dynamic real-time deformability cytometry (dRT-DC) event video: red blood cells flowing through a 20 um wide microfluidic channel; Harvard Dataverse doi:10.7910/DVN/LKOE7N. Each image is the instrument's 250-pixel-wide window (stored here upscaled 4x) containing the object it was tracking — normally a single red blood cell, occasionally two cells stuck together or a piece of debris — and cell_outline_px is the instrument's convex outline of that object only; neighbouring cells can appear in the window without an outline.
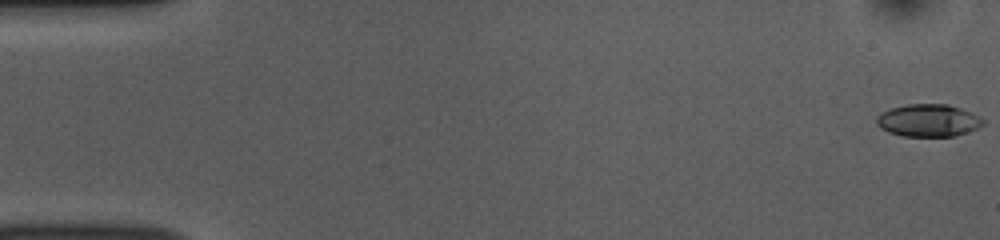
{"species": "common noctule bat (a hibernating species)", "species_latin": "Nyctalus noctula", "temperature_condition": "room temperature", "stored_images_in_passage": 54, "camera_frame_rate_fps": 3000, "um_per_image_px": 0.085, "animal": {"sex": "female", "body_mass_g": 10.0, "forearm_length_mm": 53.1}, "frame": {"image": 1, "passage_image": 1, "time_ms": 0.0, "image_size_px": [1000, 240], "cell_outline_px": [[984, 124], [968, 132], [956, 136], [904, 136], [888, 132], [880, 128], [876, 124], [876, 116], [892, 108], [908, 104], [948, 104], [960, 108], [984, 120]], "centroid_in_image_um": [78.88, 10.24], "position_along_channel_um": 6.1, "area_um2": 19.94}}
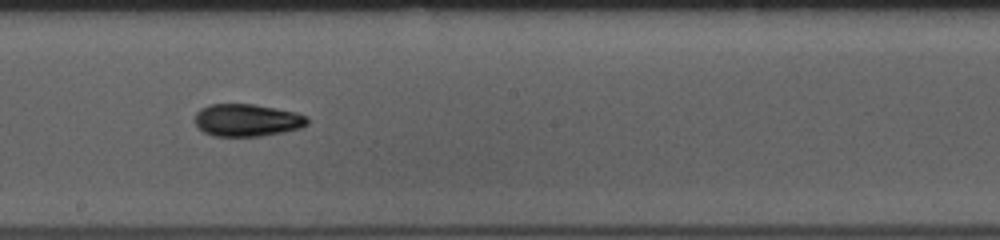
{"frame": {"image": 2, "passage_image": 30, "time_ms": 9.667, "image_size_px": [1000, 240], "cell_outline_px": [[308, 124], [300, 128], [284, 132], [260, 136], [212, 136], [204, 132], [196, 124], [196, 112], [200, 108], [212, 104], [252, 104], [296, 112], [308, 116]], "centroid_in_image_um": [21.02, 10.22], "position_along_channel_um": 227.2, "area_um2": 21.21}}
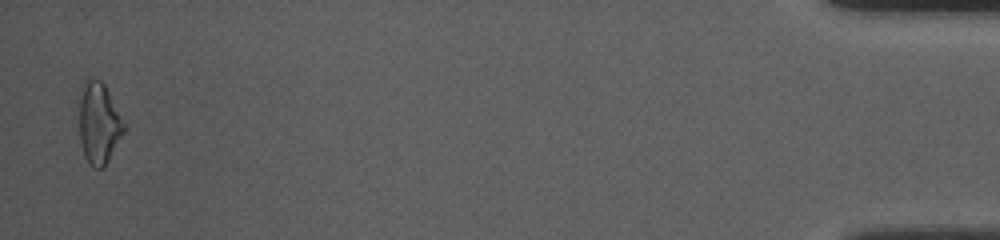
{"frame": {"image": 3, "passage_image": 53, "time_ms": 17.333, "image_size_px": [1000, 240], "cell_outline_px": [[124, 132], [104, 168], [92, 168], [88, 164], [84, 156], [80, 140], [76, 96], [80, 84], [88, 76], [100, 80], [104, 84], [124, 124]], "centroid_in_image_um": [8.3, 10.41], "position_along_channel_um": 426.9, "area_um2": 21.96}, "authors_computed_cell_mechanics": {"area_um2": 20.23, "velocity_mm_per_s": 3.7637, "shape_relaxation_time_tau1_ms": 4.4221, "shape_relaxation_time_tau2_ms": 3.4704, "deformation_change_tau1": 0.1345, "deformation_change_tau2": 0.0982}}